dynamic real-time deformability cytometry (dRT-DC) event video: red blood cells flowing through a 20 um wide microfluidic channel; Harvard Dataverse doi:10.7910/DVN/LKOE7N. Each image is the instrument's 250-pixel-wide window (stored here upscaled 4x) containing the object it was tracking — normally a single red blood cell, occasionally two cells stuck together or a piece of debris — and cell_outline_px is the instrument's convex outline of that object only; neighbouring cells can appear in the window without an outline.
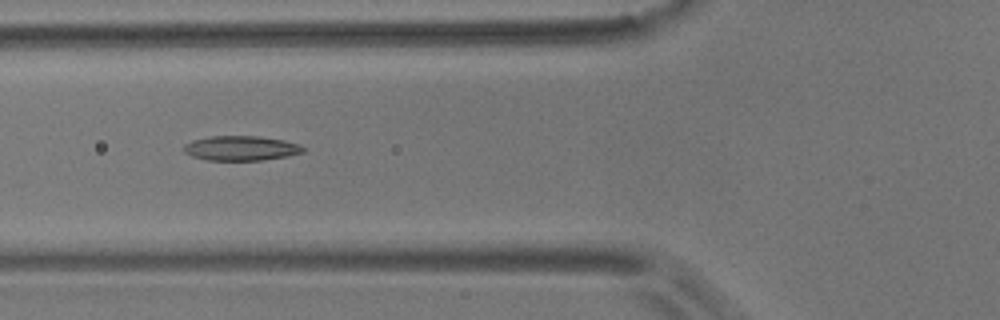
{"species": "common noctule bat (a hibernating species)", "species_latin": "Nyctalus noctula", "temperature_condition": "room temperature", "stored_images_in_passage": 10, "camera_frame_rate_fps": 3000, "um_per_image_px": 0.085, "animal": {"sex": "male", "body_mass_g": 17.9}, "frame": {"image": 1, "passage_image": 6, "time_ms": 1.667, "image_size_px": [1000, 320], "cell_outline_px": [[304, 152], [288, 156], [260, 160], [208, 160], [192, 156], [184, 152], [184, 144], [192, 140], [212, 136], [256, 136], [284, 140], [300, 144], [304, 148]], "centroid_in_image_um": [20.49, 12.59], "position_along_channel_um": 105.3, "area_um2": 17.11}}
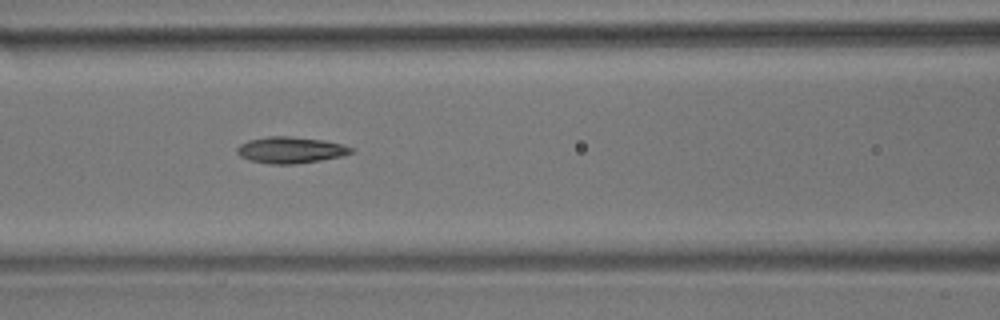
{"frame": {"image": 2, "passage_image": 7, "time_ms": 2.0, "image_size_px": [1000, 320], "cell_outline_px": [[352, 152], [340, 156], [320, 160], [296, 164], [268, 164], [248, 160], [240, 156], [236, 152], [236, 148], [240, 144], [248, 140], [268, 136], [288, 136], [324, 140], [340, 144], [352, 148]], "centroid_in_image_um": [24.62, 12.75], "position_along_channel_um": 142.0, "area_um2": 17.46}}